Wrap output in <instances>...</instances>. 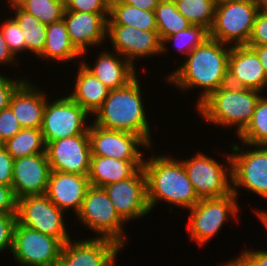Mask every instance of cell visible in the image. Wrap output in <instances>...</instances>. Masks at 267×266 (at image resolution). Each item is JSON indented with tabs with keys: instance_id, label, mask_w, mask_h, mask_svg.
I'll list each match as a JSON object with an SVG mask.
<instances>
[{
	"instance_id": "1",
	"label": "cell",
	"mask_w": 267,
	"mask_h": 266,
	"mask_svg": "<svg viewBox=\"0 0 267 266\" xmlns=\"http://www.w3.org/2000/svg\"><path fill=\"white\" fill-rule=\"evenodd\" d=\"M227 45L208 38L188 54V59L179 69L165 78L183 91L193 87L204 88L197 100L198 106L212 92L227 84L231 51V45Z\"/></svg>"
},
{
	"instance_id": "2",
	"label": "cell",
	"mask_w": 267,
	"mask_h": 266,
	"mask_svg": "<svg viewBox=\"0 0 267 266\" xmlns=\"http://www.w3.org/2000/svg\"><path fill=\"white\" fill-rule=\"evenodd\" d=\"M146 176L147 201L150 210L159 200L183 209H190L200 198L191 184L183 163L171 156L151 157L143 161Z\"/></svg>"
},
{
	"instance_id": "3",
	"label": "cell",
	"mask_w": 267,
	"mask_h": 266,
	"mask_svg": "<svg viewBox=\"0 0 267 266\" xmlns=\"http://www.w3.org/2000/svg\"><path fill=\"white\" fill-rule=\"evenodd\" d=\"M138 75L126 86L110 90L102 106L94 113L99 127L134 133L151 145L150 127L142 102Z\"/></svg>"
},
{
	"instance_id": "4",
	"label": "cell",
	"mask_w": 267,
	"mask_h": 266,
	"mask_svg": "<svg viewBox=\"0 0 267 266\" xmlns=\"http://www.w3.org/2000/svg\"><path fill=\"white\" fill-rule=\"evenodd\" d=\"M260 97L258 90L226 84L212 92L196 108L208 123L236 126L238 136L250 122Z\"/></svg>"
},
{
	"instance_id": "5",
	"label": "cell",
	"mask_w": 267,
	"mask_h": 266,
	"mask_svg": "<svg viewBox=\"0 0 267 266\" xmlns=\"http://www.w3.org/2000/svg\"><path fill=\"white\" fill-rule=\"evenodd\" d=\"M258 9L255 0H235L216 4L209 38L233 46L247 45Z\"/></svg>"
},
{
	"instance_id": "6",
	"label": "cell",
	"mask_w": 267,
	"mask_h": 266,
	"mask_svg": "<svg viewBox=\"0 0 267 266\" xmlns=\"http://www.w3.org/2000/svg\"><path fill=\"white\" fill-rule=\"evenodd\" d=\"M77 217L90 230L98 233L97 237L109 238L124 246L126 235L123 224L126 222L119 216L103 187L90 185Z\"/></svg>"
},
{
	"instance_id": "7",
	"label": "cell",
	"mask_w": 267,
	"mask_h": 266,
	"mask_svg": "<svg viewBox=\"0 0 267 266\" xmlns=\"http://www.w3.org/2000/svg\"><path fill=\"white\" fill-rule=\"evenodd\" d=\"M237 196L232 192L220 198H202L190 211L188 235L202 246L207 244L219 230L224 222L232 215L237 216L239 205L235 200Z\"/></svg>"
},
{
	"instance_id": "8",
	"label": "cell",
	"mask_w": 267,
	"mask_h": 266,
	"mask_svg": "<svg viewBox=\"0 0 267 266\" xmlns=\"http://www.w3.org/2000/svg\"><path fill=\"white\" fill-rule=\"evenodd\" d=\"M225 156L229 162L227 167L200 152L189 160H181L200 199L220 198L232 193L231 155Z\"/></svg>"
},
{
	"instance_id": "9",
	"label": "cell",
	"mask_w": 267,
	"mask_h": 266,
	"mask_svg": "<svg viewBox=\"0 0 267 266\" xmlns=\"http://www.w3.org/2000/svg\"><path fill=\"white\" fill-rule=\"evenodd\" d=\"M63 212L45 194L28 195L18 199L17 221L65 244L71 238L65 228Z\"/></svg>"
},
{
	"instance_id": "10",
	"label": "cell",
	"mask_w": 267,
	"mask_h": 266,
	"mask_svg": "<svg viewBox=\"0 0 267 266\" xmlns=\"http://www.w3.org/2000/svg\"><path fill=\"white\" fill-rule=\"evenodd\" d=\"M88 116L90 115L69 96L50 103L46 101L40 128L45 144L78 134H89V126L85 125Z\"/></svg>"
},
{
	"instance_id": "11",
	"label": "cell",
	"mask_w": 267,
	"mask_h": 266,
	"mask_svg": "<svg viewBox=\"0 0 267 266\" xmlns=\"http://www.w3.org/2000/svg\"><path fill=\"white\" fill-rule=\"evenodd\" d=\"M63 243L50 235L16 223L11 253L23 266H57Z\"/></svg>"
},
{
	"instance_id": "12",
	"label": "cell",
	"mask_w": 267,
	"mask_h": 266,
	"mask_svg": "<svg viewBox=\"0 0 267 266\" xmlns=\"http://www.w3.org/2000/svg\"><path fill=\"white\" fill-rule=\"evenodd\" d=\"M232 148V192L237 196L236 188L242 186L267 199V146L256 145L254 150L249 148L246 152L240 150L242 147L238 144Z\"/></svg>"
},
{
	"instance_id": "13",
	"label": "cell",
	"mask_w": 267,
	"mask_h": 266,
	"mask_svg": "<svg viewBox=\"0 0 267 266\" xmlns=\"http://www.w3.org/2000/svg\"><path fill=\"white\" fill-rule=\"evenodd\" d=\"M45 152L52 171L88 175L92 156L89 134L50 141Z\"/></svg>"
},
{
	"instance_id": "14",
	"label": "cell",
	"mask_w": 267,
	"mask_h": 266,
	"mask_svg": "<svg viewBox=\"0 0 267 266\" xmlns=\"http://www.w3.org/2000/svg\"><path fill=\"white\" fill-rule=\"evenodd\" d=\"M121 248L109 238L70 239L63 245L57 266H114Z\"/></svg>"
},
{
	"instance_id": "15",
	"label": "cell",
	"mask_w": 267,
	"mask_h": 266,
	"mask_svg": "<svg viewBox=\"0 0 267 266\" xmlns=\"http://www.w3.org/2000/svg\"><path fill=\"white\" fill-rule=\"evenodd\" d=\"M103 188L119 216L126 223L144 217L151 211L147 201L146 176L143 168L132 177Z\"/></svg>"
},
{
	"instance_id": "16",
	"label": "cell",
	"mask_w": 267,
	"mask_h": 266,
	"mask_svg": "<svg viewBox=\"0 0 267 266\" xmlns=\"http://www.w3.org/2000/svg\"><path fill=\"white\" fill-rule=\"evenodd\" d=\"M88 133L91 155L120 160H144L138 149L141 146L150 147L139 135L105 129L94 123L89 126Z\"/></svg>"
},
{
	"instance_id": "17",
	"label": "cell",
	"mask_w": 267,
	"mask_h": 266,
	"mask_svg": "<svg viewBox=\"0 0 267 266\" xmlns=\"http://www.w3.org/2000/svg\"><path fill=\"white\" fill-rule=\"evenodd\" d=\"M107 36L113 50L132 65L135 58L162 53V42L157 31H146L126 25H107Z\"/></svg>"
},
{
	"instance_id": "18",
	"label": "cell",
	"mask_w": 267,
	"mask_h": 266,
	"mask_svg": "<svg viewBox=\"0 0 267 266\" xmlns=\"http://www.w3.org/2000/svg\"><path fill=\"white\" fill-rule=\"evenodd\" d=\"M51 171L46 153L14 159L11 187L16 198L44 195Z\"/></svg>"
},
{
	"instance_id": "19",
	"label": "cell",
	"mask_w": 267,
	"mask_h": 266,
	"mask_svg": "<svg viewBox=\"0 0 267 266\" xmlns=\"http://www.w3.org/2000/svg\"><path fill=\"white\" fill-rule=\"evenodd\" d=\"M227 84L260 92L267 86L264 68L252 47L231 46Z\"/></svg>"
},
{
	"instance_id": "20",
	"label": "cell",
	"mask_w": 267,
	"mask_h": 266,
	"mask_svg": "<svg viewBox=\"0 0 267 266\" xmlns=\"http://www.w3.org/2000/svg\"><path fill=\"white\" fill-rule=\"evenodd\" d=\"M110 14L64 11L63 21L73 46L83 55L87 47L106 41L107 20Z\"/></svg>"
},
{
	"instance_id": "21",
	"label": "cell",
	"mask_w": 267,
	"mask_h": 266,
	"mask_svg": "<svg viewBox=\"0 0 267 266\" xmlns=\"http://www.w3.org/2000/svg\"><path fill=\"white\" fill-rule=\"evenodd\" d=\"M89 186L87 175L51 171L45 195L62 211L77 214Z\"/></svg>"
},
{
	"instance_id": "22",
	"label": "cell",
	"mask_w": 267,
	"mask_h": 266,
	"mask_svg": "<svg viewBox=\"0 0 267 266\" xmlns=\"http://www.w3.org/2000/svg\"><path fill=\"white\" fill-rule=\"evenodd\" d=\"M27 80L12 94L9 107L22 128H41L46 94Z\"/></svg>"
},
{
	"instance_id": "23",
	"label": "cell",
	"mask_w": 267,
	"mask_h": 266,
	"mask_svg": "<svg viewBox=\"0 0 267 266\" xmlns=\"http://www.w3.org/2000/svg\"><path fill=\"white\" fill-rule=\"evenodd\" d=\"M122 57L117 52L112 54L108 51H102L95 60L96 63H94L93 68L84 61L81 63L110 90H114L126 86L137 76L136 67Z\"/></svg>"
},
{
	"instance_id": "24",
	"label": "cell",
	"mask_w": 267,
	"mask_h": 266,
	"mask_svg": "<svg viewBox=\"0 0 267 266\" xmlns=\"http://www.w3.org/2000/svg\"><path fill=\"white\" fill-rule=\"evenodd\" d=\"M143 161L92 155L87 175L89 183L95 187H105L126 180L143 167Z\"/></svg>"
},
{
	"instance_id": "25",
	"label": "cell",
	"mask_w": 267,
	"mask_h": 266,
	"mask_svg": "<svg viewBox=\"0 0 267 266\" xmlns=\"http://www.w3.org/2000/svg\"><path fill=\"white\" fill-rule=\"evenodd\" d=\"M73 93L68 95L88 114H93L102 106L110 89L80 63Z\"/></svg>"
},
{
	"instance_id": "26",
	"label": "cell",
	"mask_w": 267,
	"mask_h": 266,
	"mask_svg": "<svg viewBox=\"0 0 267 266\" xmlns=\"http://www.w3.org/2000/svg\"><path fill=\"white\" fill-rule=\"evenodd\" d=\"M81 56L71 42L63 19L46 26V43L39 58L65 62L79 59Z\"/></svg>"
},
{
	"instance_id": "27",
	"label": "cell",
	"mask_w": 267,
	"mask_h": 266,
	"mask_svg": "<svg viewBox=\"0 0 267 266\" xmlns=\"http://www.w3.org/2000/svg\"><path fill=\"white\" fill-rule=\"evenodd\" d=\"M107 25H126L140 30L157 31L155 11L141 10L119 0H110Z\"/></svg>"
},
{
	"instance_id": "28",
	"label": "cell",
	"mask_w": 267,
	"mask_h": 266,
	"mask_svg": "<svg viewBox=\"0 0 267 266\" xmlns=\"http://www.w3.org/2000/svg\"><path fill=\"white\" fill-rule=\"evenodd\" d=\"M9 4L11 9L16 10L14 19L23 32L26 50L39 56L45 47L47 25L23 10L17 3L9 1Z\"/></svg>"
},
{
	"instance_id": "29",
	"label": "cell",
	"mask_w": 267,
	"mask_h": 266,
	"mask_svg": "<svg viewBox=\"0 0 267 266\" xmlns=\"http://www.w3.org/2000/svg\"><path fill=\"white\" fill-rule=\"evenodd\" d=\"M2 146L13 159L32 154L46 153V144L40 128H22Z\"/></svg>"
},
{
	"instance_id": "30",
	"label": "cell",
	"mask_w": 267,
	"mask_h": 266,
	"mask_svg": "<svg viewBox=\"0 0 267 266\" xmlns=\"http://www.w3.org/2000/svg\"><path fill=\"white\" fill-rule=\"evenodd\" d=\"M155 18L161 42L168 36L191 26L190 22L178 12L174 0H160L155 8Z\"/></svg>"
},
{
	"instance_id": "31",
	"label": "cell",
	"mask_w": 267,
	"mask_h": 266,
	"mask_svg": "<svg viewBox=\"0 0 267 266\" xmlns=\"http://www.w3.org/2000/svg\"><path fill=\"white\" fill-rule=\"evenodd\" d=\"M238 137L246 146H267V98L264 95L258 100L250 122Z\"/></svg>"
},
{
	"instance_id": "32",
	"label": "cell",
	"mask_w": 267,
	"mask_h": 266,
	"mask_svg": "<svg viewBox=\"0 0 267 266\" xmlns=\"http://www.w3.org/2000/svg\"><path fill=\"white\" fill-rule=\"evenodd\" d=\"M177 10L191 25L203 26L208 31L214 22V0H174Z\"/></svg>"
},
{
	"instance_id": "33",
	"label": "cell",
	"mask_w": 267,
	"mask_h": 266,
	"mask_svg": "<svg viewBox=\"0 0 267 266\" xmlns=\"http://www.w3.org/2000/svg\"><path fill=\"white\" fill-rule=\"evenodd\" d=\"M23 10L35 16L43 24H51L63 19L64 0H10Z\"/></svg>"
},
{
	"instance_id": "34",
	"label": "cell",
	"mask_w": 267,
	"mask_h": 266,
	"mask_svg": "<svg viewBox=\"0 0 267 266\" xmlns=\"http://www.w3.org/2000/svg\"><path fill=\"white\" fill-rule=\"evenodd\" d=\"M209 38V31L203 26L191 25L187 29L172 34L162 41V52L166 50L165 44L174 42V45L184 55H188L196 47L202 45Z\"/></svg>"
},
{
	"instance_id": "35",
	"label": "cell",
	"mask_w": 267,
	"mask_h": 266,
	"mask_svg": "<svg viewBox=\"0 0 267 266\" xmlns=\"http://www.w3.org/2000/svg\"><path fill=\"white\" fill-rule=\"evenodd\" d=\"M4 23L0 29L12 54L15 56L20 53V51H26L23 32L15 19L10 18Z\"/></svg>"
},
{
	"instance_id": "36",
	"label": "cell",
	"mask_w": 267,
	"mask_h": 266,
	"mask_svg": "<svg viewBox=\"0 0 267 266\" xmlns=\"http://www.w3.org/2000/svg\"><path fill=\"white\" fill-rule=\"evenodd\" d=\"M65 11L110 14V0H64Z\"/></svg>"
},
{
	"instance_id": "37",
	"label": "cell",
	"mask_w": 267,
	"mask_h": 266,
	"mask_svg": "<svg viewBox=\"0 0 267 266\" xmlns=\"http://www.w3.org/2000/svg\"><path fill=\"white\" fill-rule=\"evenodd\" d=\"M17 223V213H0V252L12 250L13 234Z\"/></svg>"
},
{
	"instance_id": "38",
	"label": "cell",
	"mask_w": 267,
	"mask_h": 266,
	"mask_svg": "<svg viewBox=\"0 0 267 266\" xmlns=\"http://www.w3.org/2000/svg\"><path fill=\"white\" fill-rule=\"evenodd\" d=\"M21 129L22 127L10 107L0 111V145L12 138Z\"/></svg>"
},
{
	"instance_id": "39",
	"label": "cell",
	"mask_w": 267,
	"mask_h": 266,
	"mask_svg": "<svg viewBox=\"0 0 267 266\" xmlns=\"http://www.w3.org/2000/svg\"><path fill=\"white\" fill-rule=\"evenodd\" d=\"M267 45V12L258 11L247 46Z\"/></svg>"
},
{
	"instance_id": "40",
	"label": "cell",
	"mask_w": 267,
	"mask_h": 266,
	"mask_svg": "<svg viewBox=\"0 0 267 266\" xmlns=\"http://www.w3.org/2000/svg\"><path fill=\"white\" fill-rule=\"evenodd\" d=\"M24 81L12 80L0 74V111L9 107L12 94Z\"/></svg>"
},
{
	"instance_id": "41",
	"label": "cell",
	"mask_w": 267,
	"mask_h": 266,
	"mask_svg": "<svg viewBox=\"0 0 267 266\" xmlns=\"http://www.w3.org/2000/svg\"><path fill=\"white\" fill-rule=\"evenodd\" d=\"M13 157L0 145V184L11 186L13 178Z\"/></svg>"
},
{
	"instance_id": "42",
	"label": "cell",
	"mask_w": 267,
	"mask_h": 266,
	"mask_svg": "<svg viewBox=\"0 0 267 266\" xmlns=\"http://www.w3.org/2000/svg\"><path fill=\"white\" fill-rule=\"evenodd\" d=\"M17 204L12 187L0 184V213H17Z\"/></svg>"
},
{
	"instance_id": "43",
	"label": "cell",
	"mask_w": 267,
	"mask_h": 266,
	"mask_svg": "<svg viewBox=\"0 0 267 266\" xmlns=\"http://www.w3.org/2000/svg\"><path fill=\"white\" fill-rule=\"evenodd\" d=\"M241 256L235 258L242 266H267V251L243 250Z\"/></svg>"
},
{
	"instance_id": "44",
	"label": "cell",
	"mask_w": 267,
	"mask_h": 266,
	"mask_svg": "<svg viewBox=\"0 0 267 266\" xmlns=\"http://www.w3.org/2000/svg\"><path fill=\"white\" fill-rule=\"evenodd\" d=\"M122 3H126L135 6L141 10L155 11L156 6L160 0H119Z\"/></svg>"
},
{
	"instance_id": "45",
	"label": "cell",
	"mask_w": 267,
	"mask_h": 266,
	"mask_svg": "<svg viewBox=\"0 0 267 266\" xmlns=\"http://www.w3.org/2000/svg\"><path fill=\"white\" fill-rule=\"evenodd\" d=\"M15 60V56L9 50L8 45L3 37L2 31L0 29V63L2 65L7 63H12Z\"/></svg>"
},
{
	"instance_id": "46",
	"label": "cell",
	"mask_w": 267,
	"mask_h": 266,
	"mask_svg": "<svg viewBox=\"0 0 267 266\" xmlns=\"http://www.w3.org/2000/svg\"><path fill=\"white\" fill-rule=\"evenodd\" d=\"M252 47L257 55L259 56L260 62L264 68L265 77L267 80V45H261V46H249Z\"/></svg>"
},
{
	"instance_id": "47",
	"label": "cell",
	"mask_w": 267,
	"mask_h": 266,
	"mask_svg": "<svg viewBox=\"0 0 267 266\" xmlns=\"http://www.w3.org/2000/svg\"><path fill=\"white\" fill-rule=\"evenodd\" d=\"M258 11L267 12V0H255Z\"/></svg>"
},
{
	"instance_id": "48",
	"label": "cell",
	"mask_w": 267,
	"mask_h": 266,
	"mask_svg": "<svg viewBox=\"0 0 267 266\" xmlns=\"http://www.w3.org/2000/svg\"><path fill=\"white\" fill-rule=\"evenodd\" d=\"M256 213L258 214L257 216H259V219H261L262 224H264L265 228L267 229V210L266 211H256Z\"/></svg>"
},
{
	"instance_id": "49",
	"label": "cell",
	"mask_w": 267,
	"mask_h": 266,
	"mask_svg": "<svg viewBox=\"0 0 267 266\" xmlns=\"http://www.w3.org/2000/svg\"><path fill=\"white\" fill-rule=\"evenodd\" d=\"M226 266H242L236 259L235 260H231L230 262H228V265L225 264Z\"/></svg>"
},
{
	"instance_id": "50",
	"label": "cell",
	"mask_w": 267,
	"mask_h": 266,
	"mask_svg": "<svg viewBox=\"0 0 267 266\" xmlns=\"http://www.w3.org/2000/svg\"><path fill=\"white\" fill-rule=\"evenodd\" d=\"M216 4H221L224 2H229V1H235V0H214Z\"/></svg>"
}]
</instances>
